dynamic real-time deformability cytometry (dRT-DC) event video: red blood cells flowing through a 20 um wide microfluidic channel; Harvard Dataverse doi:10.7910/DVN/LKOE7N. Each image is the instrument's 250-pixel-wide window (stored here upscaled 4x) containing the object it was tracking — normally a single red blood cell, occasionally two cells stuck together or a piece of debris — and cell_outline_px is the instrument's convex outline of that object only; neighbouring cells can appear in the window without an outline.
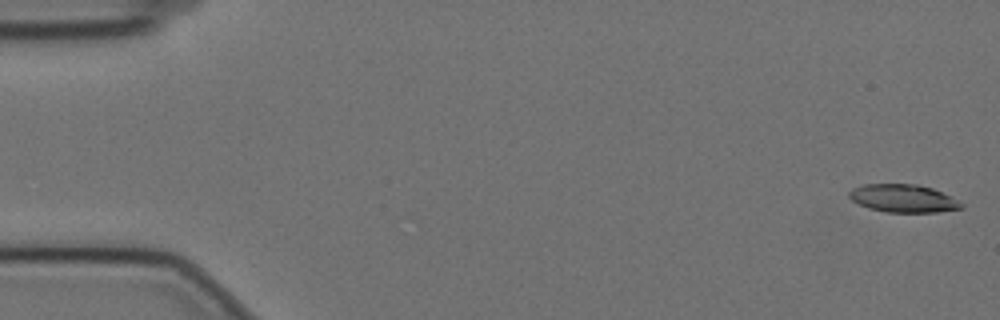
{"species": "Egyptian fruit bat (a non-hibernating species)", "species_latin": "Rousettus aegyptiacus", "temperature_condition": "cold", "stored_images_in_passage": 57, "camera_frame_rate_fps": 3000, "um_per_image_px": 0.085, "animal": {"sex": "female"}, "frame": {"image": 1, "passage_image": 1, "time_ms": 0.0, "image_size_px": [1000, 320], "cell_outline_px": [[964, 208], [936, 212], [884, 212], [868, 208], [852, 200], [848, 196], [848, 192], [852, 188], [864, 184], [916, 184], [932, 188], [964, 204]], "centroid_in_image_um": [76.74, 16.86], "position_along_channel_um": 8.3, "area_um2": 18.15}}
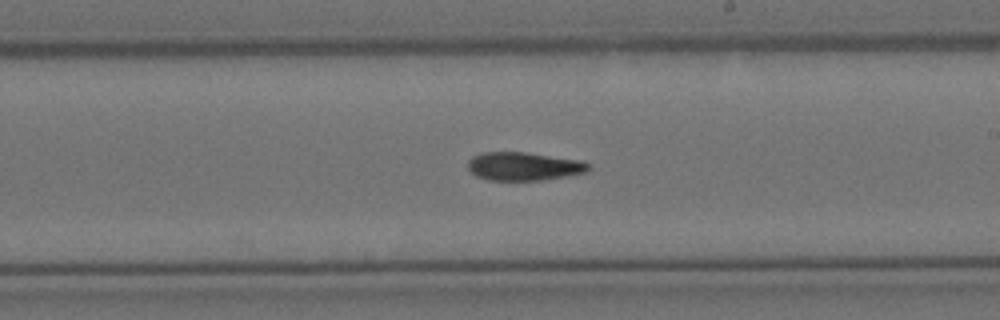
{"frame": {"image": 2, "passage_image": 33, "time_ms": 10.667, "image_size_px": [1000, 320], "cell_outline_px": [[592, 168], [584, 172], [568, 176], [544, 180], [488, 180], [476, 176], [468, 168], [468, 160], [472, 156], [480, 152], [528, 152], [584, 160], [592, 164]], "centroid_in_image_um": [44.57, 14.12], "position_along_channel_um": 244.4, "area_um2": 20.35}}
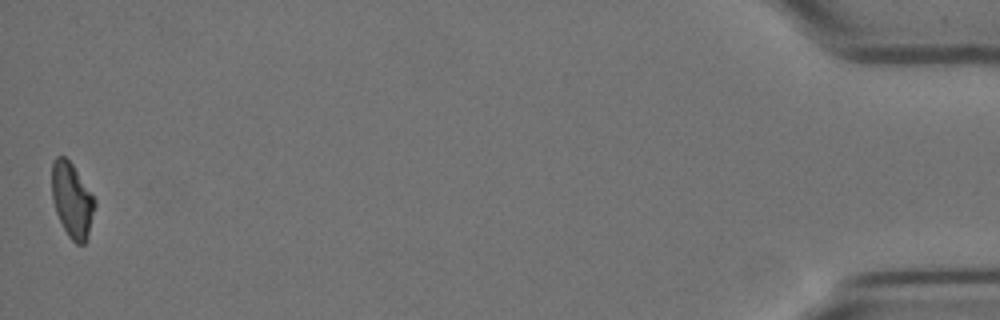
{"frame": {"image": 3, "passage_image": 57, "time_ms": 18.667, "image_size_px": [1000, 320], "cell_outline_px": [[96, 204], [88, 236], [84, 244], [76, 244], [68, 236], [56, 212], [52, 200], [52, 164], [56, 156], [64, 156], [72, 164], [96, 200]], "centroid_in_image_um": [6.12, 17.02], "position_along_channel_um": 429.1, "area_um2": 18.55}, "authors_computed_cell_mechanics": {"area_um2": 19.8832, "velocity_mm_per_s": 3.4976, "shape_relaxation_time_tau1_ms": 9.3755, "shape_relaxation_time_tau2_ms": 7.0881, "deformation_change_tau1": 0.2188, "deformation_change_tau2": 0.1628}}